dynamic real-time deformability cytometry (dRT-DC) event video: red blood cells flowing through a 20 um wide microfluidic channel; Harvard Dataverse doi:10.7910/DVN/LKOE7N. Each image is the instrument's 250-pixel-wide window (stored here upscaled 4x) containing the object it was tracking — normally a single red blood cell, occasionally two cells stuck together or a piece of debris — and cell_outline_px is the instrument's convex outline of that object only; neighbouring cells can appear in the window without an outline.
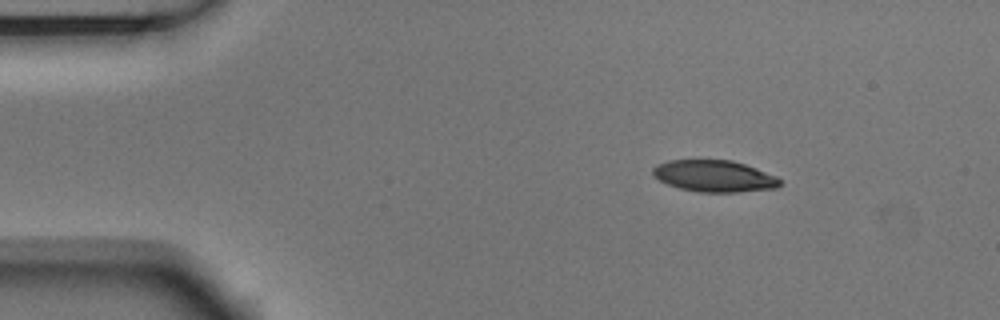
{"species": "Egyptian fruit bat (a non-hibernating species)", "species_latin": "Rousettus aegyptiacus", "temperature_condition": "room temperature", "stored_images_in_passage": 4, "camera_frame_rate_fps": 3000, "um_per_image_px": 0.085, "animal": {"sex": "male"}, "frame": {"image": 1, "passage_image": 1, "time_ms": 0.0, "image_size_px": [1000, 320], "cell_outline_px": [[780, 184], [776, 188], [740, 192], [700, 192], [680, 188], [668, 184], [660, 180], [652, 172], [652, 168], [656, 164], [668, 160], [732, 160], [756, 168], [776, 176], [780, 180]], "centroid_in_image_um": [60.71, 14.96], "position_along_channel_um": 24.3, "area_um2": 23.29}}
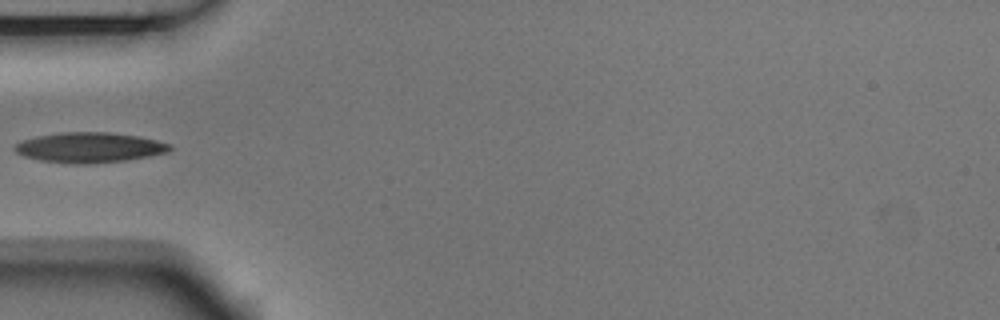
{"frame": {"image": 2, "passage_image": 4, "time_ms": 1.0, "image_size_px": [1000, 320], "cell_outline_px": [[172, 148], [168, 152], [148, 156], [124, 160], [88, 164], [72, 164], [40, 160], [24, 156], [16, 152], [12, 148], [16, 144], [24, 140], [36, 136], [60, 132], [108, 132], [140, 136], [172, 144]], "centroid_in_image_um": [7.61, 12.53], "position_along_channel_um": 77.4, "area_um2": 27.28}}